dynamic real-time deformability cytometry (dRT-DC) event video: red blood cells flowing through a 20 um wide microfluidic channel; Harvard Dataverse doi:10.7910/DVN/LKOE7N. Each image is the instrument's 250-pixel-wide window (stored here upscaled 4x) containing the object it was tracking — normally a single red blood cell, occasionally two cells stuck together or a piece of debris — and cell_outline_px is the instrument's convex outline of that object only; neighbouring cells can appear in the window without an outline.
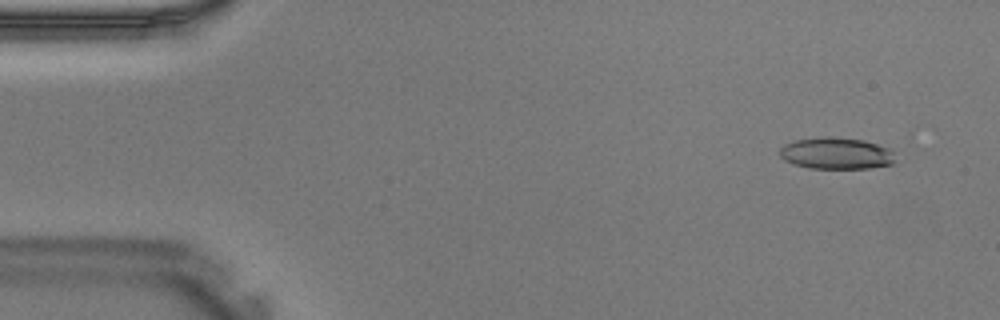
{"species": "Egyptian fruit bat (a non-hibernating species)", "species_latin": "Rousettus aegyptiacus", "temperature_condition": "warm", "stored_images_in_passage": 40, "camera_frame_rate_fps": 3000, "um_per_image_px": 0.085, "animal": {"sex": "male"}, "frame": {"image": 1, "passage_image": 3, "time_ms": 0.667, "image_size_px": [1000, 320], "cell_outline_px": [[892, 164], [868, 168], [808, 168], [784, 160], [780, 156], [780, 148], [784, 144], [792, 140], [824, 136], [832, 136], [864, 140], [892, 148]], "centroid_in_image_um": [71.05, 13.01], "position_along_channel_um": 13.9, "area_um2": 21.39}}
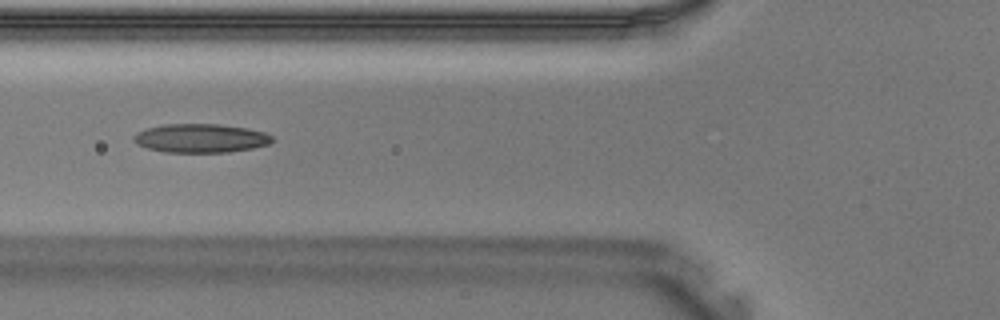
{"frame": {"image": 2, "passage_image": 15, "time_ms": 4.667, "image_size_px": [1000, 320], "cell_outline_px": [[272, 140], [268, 144], [252, 148], [228, 152], [164, 152], [148, 148], [136, 144], [132, 140], [132, 136], [136, 132], [148, 128], [164, 124], [220, 124], [248, 128], [264, 132], [272, 136]], "centroid_in_image_um": [17.02, 11.74], "position_along_channel_um": 108.8, "area_um2": 23.24}}
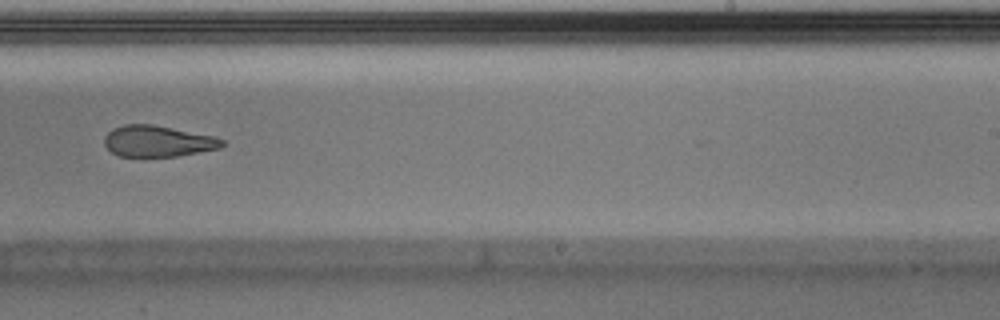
{"frame": {"image": 3, "passage_image": 25, "time_ms": 8.0, "image_size_px": [1000, 320], "cell_outline_px": [[224, 144], [220, 148], [176, 156], [144, 160], [120, 156], [112, 152], [104, 144], [104, 136], [112, 128], [124, 124], [152, 124], [216, 136], [224, 140]], "centroid_in_image_um": [13.38, 12.04], "position_along_channel_um": 275.6, "area_um2": 22.2}}